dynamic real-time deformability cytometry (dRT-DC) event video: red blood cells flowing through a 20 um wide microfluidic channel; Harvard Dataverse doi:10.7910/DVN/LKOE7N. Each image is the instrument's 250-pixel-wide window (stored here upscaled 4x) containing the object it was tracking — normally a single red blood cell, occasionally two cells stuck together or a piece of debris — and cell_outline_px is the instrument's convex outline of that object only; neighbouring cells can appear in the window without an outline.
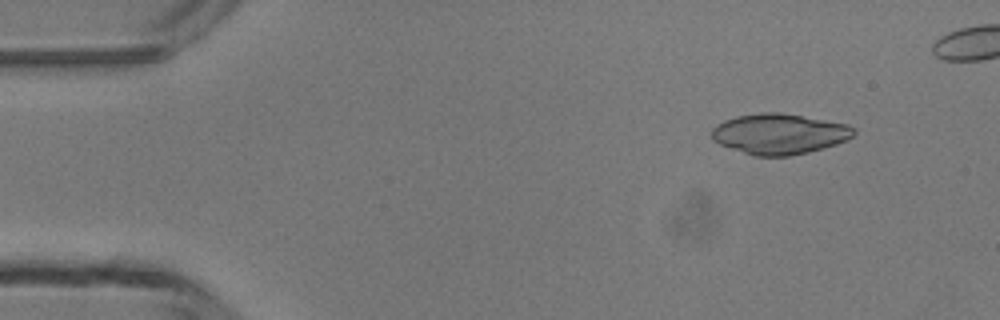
{"species": "common noctule bat (a hibernating species)", "species_latin": "Nyctalus noctula", "temperature_condition": "room temperature", "stored_images_in_passage": 4, "camera_frame_rate_fps": 3000, "um_per_image_px": 0.085, "animal": {"sex": "male", "body_mass_g": 13.3}, "frame": {"image": 1, "passage_image": 1, "time_ms": 0.0, "image_size_px": [1000, 320], "cell_outline_px": [[856, 132], [852, 136], [836, 144], [808, 152], [788, 156], [752, 156], [720, 144], [712, 140], [712, 128], [716, 124], [724, 120], [736, 116], [760, 112], [780, 112], [848, 124], [856, 128]], "centroid_in_image_um": [66.22, 11.37], "position_along_channel_um": 18.8, "area_um2": 33.58}}